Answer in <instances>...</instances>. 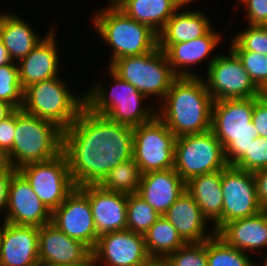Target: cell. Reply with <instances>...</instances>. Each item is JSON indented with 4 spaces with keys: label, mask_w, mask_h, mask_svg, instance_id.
<instances>
[{
    "label": "cell",
    "mask_w": 267,
    "mask_h": 266,
    "mask_svg": "<svg viewBox=\"0 0 267 266\" xmlns=\"http://www.w3.org/2000/svg\"><path fill=\"white\" fill-rule=\"evenodd\" d=\"M39 228L4 221L0 242V266H40Z\"/></svg>",
    "instance_id": "44dd1931"
},
{
    "label": "cell",
    "mask_w": 267,
    "mask_h": 266,
    "mask_svg": "<svg viewBox=\"0 0 267 266\" xmlns=\"http://www.w3.org/2000/svg\"><path fill=\"white\" fill-rule=\"evenodd\" d=\"M1 224H0V242H1V236H2V233H3V227H4V220L2 219L1 220Z\"/></svg>",
    "instance_id": "f907efd6"
},
{
    "label": "cell",
    "mask_w": 267,
    "mask_h": 266,
    "mask_svg": "<svg viewBox=\"0 0 267 266\" xmlns=\"http://www.w3.org/2000/svg\"><path fill=\"white\" fill-rule=\"evenodd\" d=\"M15 109L8 103L0 100V122L9 117Z\"/></svg>",
    "instance_id": "ee69618b"
},
{
    "label": "cell",
    "mask_w": 267,
    "mask_h": 266,
    "mask_svg": "<svg viewBox=\"0 0 267 266\" xmlns=\"http://www.w3.org/2000/svg\"><path fill=\"white\" fill-rule=\"evenodd\" d=\"M185 190L186 183L172 168L142 174L137 194L162 216Z\"/></svg>",
    "instance_id": "603a6c76"
},
{
    "label": "cell",
    "mask_w": 267,
    "mask_h": 266,
    "mask_svg": "<svg viewBox=\"0 0 267 266\" xmlns=\"http://www.w3.org/2000/svg\"><path fill=\"white\" fill-rule=\"evenodd\" d=\"M142 173L132 158L115 166L98 184L101 188L124 194L137 193Z\"/></svg>",
    "instance_id": "f546056e"
},
{
    "label": "cell",
    "mask_w": 267,
    "mask_h": 266,
    "mask_svg": "<svg viewBox=\"0 0 267 266\" xmlns=\"http://www.w3.org/2000/svg\"><path fill=\"white\" fill-rule=\"evenodd\" d=\"M108 68L147 98H154V103H160L164 99L177 78L164 51L159 47L142 55L119 58L108 65Z\"/></svg>",
    "instance_id": "ba28073f"
},
{
    "label": "cell",
    "mask_w": 267,
    "mask_h": 266,
    "mask_svg": "<svg viewBox=\"0 0 267 266\" xmlns=\"http://www.w3.org/2000/svg\"><path fill=\"white\" fill-rule=\"evenodd\" d=\"M251 257L228 245L216 233L207 240V266H257Z\"/></svg>",
    "instance_id": "4dcf8cb0"
},
{
    "label": "cell",
    "mask_w": 267,
    "mask_h": 266,
    "mask_svg": "<svg viewBox=\"0 0 267 266\" xmlns=\"http://www.w3.org/2000/svg\"><path fill=\"white\" fill-rule=\"evenodd\" d=\"M216 234L228 245L245 253L258 252L267 249V210L258 214L239 218L224 224ZM250 251V252H249ZM267 258L264 253L263 259Z\"/></svg>",
    "instance_id": "7402d4cb"
},
{
    "label": "cell",
    "mask_w": 267,
    "mask_h": 266,
    "mask_svg": "<svg viewBox=\"0 0 267 266\" xmlns=\"http://www.w3.org/2000/svg\"><path fill=\"white\" fill-rule=\"evenodd\" d=\"M107 71L114 84L113 87L108 90L103 84L104 81H97L93 87L83 92L85 107L92 113L132 128L151 121L156 116L154 103H144V99L149 101L150 99L118 77L110 68H107Z\"/></svg>",
    "instance_id": "3957f363"
},
{
    "label": "cell",
    "mask_w": 267,
    "mask_h": 266,
    "mask_svg": "<svg viewBox=\"0 0 267 266\" xmlns=\"http://www.w3.org/2000/svg\"><path fill=\"white\" fill-rule=\"evenodd\" d=\"M127 1L129 0H110L109 1V7L120 9Z\"/></svg>",
    "instance_id": "c3c4849f"
},
{
    "label": "cell",
    "mask_w": 267,
    "mask_h": 266,
    "mask_svg": "<svg viewBox=\"0 0 267 266\" xmlns=\"http://www.w3.org/2000/svg\"><path fill=\"white\" fill-rule=\"evenodd\" d=\"M146 266H170L165 259H152Z\"/></svg>",
    "instance_id": "7dc6e473"
},
{
    "label": "cell",
    "mask_w": 267,
    "mask_h": 266,
    "mask_svg": "<svg viewBox=\"0 0 267 266\" xmlns=\"http://www.w3.org/2000/svg\"><path fill=\"white\" fill-rule=\"evenodd\" d=\"M265 101H267V85L261 90L260 95Z\"/></svg>",
    "instance_id": "681fc988"
},
{
    "label": "cell",
    "mask_w": 267,
    "mask_h": 266,
    "mask_svg": "<svg viewBox=\"0 0 267 266\" xmlns=\"http://www.w3.org/2000/svg\"><path fill=\"white\" fill-rule=\"evenodd\" d=\"M223 36L212 27L205 35L172 45H158L164 51L172 71L177 77H200L190 70L191 65H199L212 56L215 48L220 45ZM219 44V45H218Z\"/></svg>",
    "instance_id": "d6986e66"
},
{
    "label": "cell",
    "mask_w": 267,
    "mask_h": 266,
    "mask_svg": "<svg viewBox=\"0 0 267 266\" xmlns=\"http://www.w3.org/2000/svg\"><path fill=\"white\" fill-rule=\"evenodd\" d=\"M221 178L222 170H217L193 177L186 182V191L194 198L208 222L212 221L215 232L222 227Z\"/></svg>",
    "instance_id": "d4e9b609"
},
{
    "label": "cell",
    "mask_w": 267,
    "mask_h": 266,
    "mask_svg": "<svg viewBox=\"0 0 267 266\" xmlns=\"http://www.w3.org/2000/svg\"><path fill=\"white\" fill-rule=\"evenodd\" d=\"M252 122L258 130V137L267 138V101L262 97L254 103Z\"/></svg>",
    "instance_id": "ab89813d"
},
{
    "label": "cell",
    "mask_w": 267,
    "mask_h": 266,
    "mask_svg": "<svg viewBox=\"0 0 267 266\" xmlns=\"http://www.w3.org/2000/svg\"><path fill=\"white\" fill-rule=\"evenodd\" d=\"M51 223L70 238L79 240L94 249L98 241L95 223L90 207L88 195L76 187L63 201L52 211Z\"/></svg>",
    "instance_id": "9a60e30c"
},
{
    "label": "cell",
    "mask_w": 267,
    "mask_h": 266,
    "mask_svg": "<svg viewBox=\"0 0 267 266\" xmlns=\"http://www.w3.org/2000/svg\"><path fill=\"white\" fill-rule=\"evenodd\" d=\"M92 254L95 266H146L152 260L144 235L129 229L99 236Z\"/></svg>",
    "instance_id": "4fadbf2b"
},
{
    "label": "cell",
    "mask_w": 267,
    "mask_h": 266,
    "mask_svg": "<svg viewBox=\"0 0 267 266\" xmlns=\"http://www.w3.org/2000/svg\"><path fill=\"white\" fill-rule=\"evenodd\" d=\"M23 92L19 81L18 63H10L0 66V100L10 104L15 110L23 105Z\"/></svg>",
    "instance_id": "d6a6232c"
},
{
    "label": "cell",
    "mask_w": 267,
    "mask_h": 266,
    "mask_svg": "<svg viewBox=\"0 0 267 266\" xmlns=\"http://www.w3.org/2000/svg\"><path fill=\"white\" fill-rule=\"evenodd\" d=\"M241 60L255 85L262 90L267 85V55L246 50H232Z\"/></svg>",
    "instance_id": "d590c367"
},
{
    "label": "cell",
    "mask_w": 267,
    "mask_h": 266,
    "mask_svg": "<svg viewBox=\"0 0 267 266\" xmlns=\"http://www.w3.org/2000/svg\"><path fill=\"white\" fill-rule=\"evenodd\" d=\"M213 102L202 75L177 77L159 105L155 103L156 115L176 137L200 134L211 130Z\"/></svg>",
    "instance_id": "7a4b0ae2"
},
{
    "label": "cell",
    "mask_w": 267,
    "mask_h": 266,
    "mask_svg": "<svg viewBox=\"0 0 267 266\" xmlns=\"http://www.w3.org/2000/svg\"><path fill=\"white\" fill-rule=\"evenodd\" d=\"M16 129V110L5 120L0 122V148L8 153L12 151Z\"/></svg>",
    "instance_id": "f35d334b"
},
{
    "label": "cell",
    "mask_w": 267,
    "mask_h": 266,
    "mask_svg": "<svg viewBox=\"0 0 267 266\" xmlns=\"http://www.w3.org/2000/svg\"><path fill=\"white\" fill-rule=\"evenodd\" d=\"M17 171L51 212L76 188L63 152L48 161L25 164Z\"/></svg>",
    "instance_id": "7c38bea8"
},
{
    "label": "cell",
    "mask_w": 267,
    "mask_h": 266,
    "mask_svg": "<svg viewBox=\"0 0 267 266\" xmlns=\"http://www.w3.org/2000/svg\"><path fill=\"white\" fill-rule=\"evenodd\" d=\"M176 136L156 115L133 128V159L142 174L174 168Z\"/></svg>",
    "instance_id": "30bf717a"
},
{
    "label": "cell",
    "mask_w": 267,
    "mask_h": 266,
    "mask_svg": "<svg viewBox=\"0 0 267 266\" xmlns=\"http://www.w3.org/2000/svg\"><path fill=\"white\" fill-rule=\"evenodd\" d=\"M263 260H264L262 261L263 263L261 262L262 265L258 264V266H267V258H264Z\"/></svg>",
    "instance_id": "816d5d0a"
},
{
    "label": "cell",
    "mask_w": 267,
    "mask_h": 266,
    "mask_svg": "<svg viewBox=\"0 0 267 266\" xmlns=\"http://www.w3.org/2000/svg\"><path fill=\"white\" fill-rule=\"evenodd\" d=\"M231 39L229 49L246 50L267 55V26L248 25Z\"/></svg>",
    "instance_id": "836d02e7"
},
{
    "label": "cell",
    "mask_w": 267,
    "mask_h": 266,
    "mask_svg": "<svg viewBox=\"0 0 267 266\" xmlns=\"http://www.w3.org/2000/svg\"><path fill=\"white\" fill-rule=\"evenodd\" d=\"M194 1L187 0L167 21L158 34V45L187 42L205 35L212 28L210 19L202 11L181 10Z\"/></svg>",
    "instance_id": "484cf974"
},
{
    "label": "cell",
    "mask_w": 267,
    "mask_h": 266,
    "mask_svg": "<svg viewBox=\"0 0 267 266\" xmlns=\"http://www.w3.org/2000/svg\"><path fill=\"white\" fill-rule=\"evenodd\" d=\"M160 215L137 193L127 199V229L144 235Z\"/></svg>",
    "instance_id": "1f68e13d"
},
{
    "label": "cell",
    "mask_w": 267,
    "mask_h": 266,
    "mask_svg": "<svg viewBox=\"0 0 267 266\" xmlns=\"http://www.w3.org/2000/svg\"><path fill=\"white\" fill-rule=\"evenodd\" d=\"M233 167L248 172L267 167V138L256 137Z\"/></svg>",
    "instance_id": "8d00e7d4"
},
{
    "label": "cell",
    "mask_w": 267,
    "mask_h": 266,
    "mask_svg": "<svg viewBox=\"0 0 267 266\" xmlns=\"http://www.w3.org/2000/svg\"><path fill=\"white\" fill-rule=\"evenodd\" d=\"M29 24L17 13H0V38L11 61L18 63L44 38L38 32H35V29Z\"/></svg>",
    "instance_id": "4316f807"
},
{
    "label": "cell",
    "mask_w": 267,
    "mask_h": 266,
    "mask_svg": "<svg viewBox=\"0 0 267 266\" xmlns=\"http://www.w3.org/2000/svg\"><path fill=\"white\" fill-rule=\"evenodd\" d=\"M187 0H129L120 10L128 17L145 24L157 34Z\"/></svg>",
    "instance_id": "83f0119b"
},
{
    "label": "cell",
    "mask_w": 267,
    "mask_h": 266,
    "mask_svg": "<svg viewBox=\"0 0 267 266\" xmlns=\"http://www.w3.org/2000/svg\"><path fill=\"white\" fill-rule=\"evenodd\" d=\"M40 266H95L93 254H91L86 260L81 262L71 263V264H61V265H40Z\"/></svg>",
    "instance_id": "f6af8a7d"
},
{
    "label": "cell",
    "mask_w": 267,
    "mask_h": 266,
    "mask_svg": "<svg viewBox=\"0 0 267 266\" xmlns=\"http://www.w3.org/2000/svg\"><path fill=\"white\" fill-rule=\"evenodd\" d=\"M12 174H0V215L5 219L8 204V186ZM1 217V216H0Z\"/></svg>",
    "instance_id": "b9f144b4"
},
{
    "label": "cell",
    "mask_w": 267,
    "mask_h": 266,
    "mask_svg": "<svg viewBox=\"0 0 267 266\" xmlns=\"http://www.w3.org/2000/svg\"><path fill=\"white\" fill-rule=\"evenodd\" d=\"M260 97L214 101L211 131L224 149L228 166H233L258 137L252 122L254 103Z\"/></svg>",
    "instance_id": "277c9868"
},
{
    "label": "cell",
    "mask_w": 267,
    "mask_h": 266,
    "mask_svg": "<svg viewBox=\"0 0 267 266\" xmlns=\"http://www.w3.org/2000/svg\"><path fill=\"white\" fill-rule=\"evenodd\" d=\"M258 203L267 210V167L253 172Z\"/></svg>",
    "instance_id": "60d3db41"
},
{
    "label": "cell",
    "mask_w": 267,
    "mask_h": 266,
    "mask_svg": "<svg viewBox=\"0 0 267 266\" xmlns=\"http://www.w3.org/2000/svg\"><path fill=\"white\" fill-rule=\"evenodd\" d=\"M103 7L94 14L92 24L97 36L112 48L109 65L119 58L142 55L158 47V34L150 27L120 9Z\"/></svg>",
    "instance_id": "5b68a950"
},
{
    "label": "cell",
    "mask_w": 267,
    "mask_h": 266,
    "mask_svg": "<svg viewBox=\"0 0 267 266\" xmlns=\"http://www.w3.org/2000/svg\"><path fill=\"white\" fill-rule=\"evenodd\" d=\"M52 212L41 202L27 180L16 170L8 186L4 221L18 226H41L51 222Z\"/></svg>",
    "instance_id": "2e32d148"
},
{
    "label": "cell",
    "mask_w": 267,
    "mask_h": 266,
    "mask_svg": "<svg viewBox=\"0 0 267 266\" xmlns=\"http://www.w3.org/2000/svg\"><path fill=\"white\" fill-rule=\"evenodd\" d=\"M63 129L52 121L16 110V129L11 163L17 170L21 166L44 162L55 158L62 152Z\"/></svg>",
    "instance_id": "8992f818"
},
{
    "label": "cell",
    "mask_w": 267,
    "mask_h": 266,
    "mask_svg": "<svg viewBox=\"0 0 267 266\" xmlns=\"http://www.w3.org/2000/svg\"><path fill=\"white\" fill-rule=\"evenodd\" d=\"M163 216L175 227L185 243L203 242L216 233L207 227L211 223L202 215L200 207L186 190Z\"/></svg>",
    "instance_id": "cb8c5ba5"
},
{
    "label": "cell",
    "mask_w": 267,
    "mask_h": 266,
    "mask_svg": "<svg viewBox=\"0 0 267 266\" xmlns=\"http://www.w3.org/2000/svg\"><path fill=\"white\" fill-rule=\"evenodd\" d=\"M144 239L152 259H165L185 244L175 227L163 215L144 234Z\"/></svg>",
    "instance_id": "f1b7e54d"
},
{
    "label": "cell",
    "mask_w": 267,
    "mask_h": 266,
    "mask_svg": "<svg viewBox=\"0 0 267 266\" xmlns=\"http://www.w3.org/2000/svg\"><path fill=\"white\" fill-rule=\"evenodd\" d=\"M228 55L221 53L210 57L207 76L203 77L207 90L214 101L261 97L241 60L230 49Z\"/></svg>",
    "instance_id": "8fae6325"
},
{
    "label": "cell",
    "mask_w": 267,
    "mask_h": 266,
    "mask_svg": "<svg viewBox=\"0 0 267 266\" xmlns=\"http://www.w3.org/2000/svg\"><path fill=\"white\" fill-rule=\"evenodd\" d=\"M60 76L34 83L24 89L21 109L28 114L68 128L85 106L84 94H74Z\"/></svg>",
    "instance_id": "52a82bcc"
},
{
    "label": "cell",
    "mask_w": 267,
    "mask_h": 266,
    "mask_svg": "<svg viewBox=\"0 0 267 266\" xmlns=\"http://www.w3.org/2000/svg\"><path fill=\"white\" fill-rule=\"evenodd\" d=\"M165 260L170 266H207V240L199 243H185L169 254Z\"/></svg>",
    "instance_id": "e575fe53"
},
{
    "label": "cell",
    "mask_w": 267,
    "mask_h": 266,
    "mask_svg": "<svg viewBox=\"0 0 267 266\" xmlns=\"http://www.w3.org/2000/svg\"><path fill=\"white\" fill-rule=\"evenodd\" d=\"M80 188L88 195L98 236L127 229V194L107 191L99 185Z\"/></svg>",
    "instance_id": "e0dca14e"
},
{
    "label": "cell",
    "mask_w": 267,
    "mask_h": 266,
    "mask_svg": "<svg viewBox=\"0 0 267 266\" xmlns=\"http://www.w3.org/2000/svg\"><path fill=\"white\" fill-rule=\"evenodd\" d=\"M222 226L229 221L251 217L263 210L258 203L253 172L227 166L222 170Z\"/></svg>",
    "instance_id": "5bb4252c"
},
{
    "label": "cell",
    "mask_w": 267,
    "mask_h": 266,
    "mask_svg": "<svg viewBox=\"0 0 267 266\" xmlns=\"http://www.w3.org/2000/svg\"><path fill=\"white\" fill-rule=\"evenodd\" d=\"M62 152L76 187L98 185L115 166L133 158V128L84 106L63 130Z\"/></svg>",
    "instance_id": "6da1fadb"
},
{
    "label": "cell",
    "mask_w": 267,
    "mask_h": 266,
    "mask_svg": "<svg viewBox=\"0 0 267 266\" xmlns=\"http://www.w3.org/2000/svg\"><path fill=\"white\" fill-rule=\"evenodd\" d=\"M236 8L243 4L248 25L267 26V0H241Z\"/></svg>",
    "instance_id": "74e56055"
},
{
    "label": "cell",
    "mask_w": 267,
    "mask_h": 266,
    "mask_svg": "<svg viewBox=\"0 0 267 266\" xmlns=\"http://www.w3.org/2000/svg\"><path fill=\"white\" fill-rule=\"evenodd\" d=\"M40 265H61L86 260L92 250L83 242L70 238L51 222L39 228Z\"/></svg>",
    "instance_id": "ac0fdd59"
},
{
    "label": "cell",
    "mask_w": 267,
    "mask_h": 266,
    "mask_svg": "<svg viewBox=\"0 0 267 266\" xmlns=\"http://www.w3.org/2000/svg\"><path fill=\"white\" fill-rule=\"evenodd\" d=\"M227 166L222 144L211 130L176 137L174 170L185 183Z\"/></svg>",
    "instance_id": "9c48e42d"
},
{
    "label": "cell",
    "mask_w": 267,
    "mask_h": 266,
    "mask_svg": "<svg viewBox=\"0 0 267 266\" xmlns=\"http://www.w3.org/2000/svg\"><path fill=\"white\" fill-rule=\"evenodd\" d=\"M55 28L44 35L43 40L24 58L18 62L19 81L22 89L58 77L59 48Z\"/></svg>",
    "instance_id": "ffe728a7"
},
{
    "label": "cell",
    "mask_w": 267,
    "mask_h": 266,
    "mask_svg": "<svg viewBox=\"0 0 267 266\" xmlns=\"http://www.w3.org/2000/svg\"><path fill=\"white\" fill-rule=\"evenodd\" d=\"M11 59L10 56L8 54L7 49L5 48L1 38H0V66L10 63Z\"/></svg>",
    "instance_id": "bcb514c9"
},
{
    "label": "cell",
    "mask_w": 267,
    "mask_h": 266,
    "mask_svg": "<svg viewBox=\"0 0 267 266\" xmlns=\"http://www.w3.org/2000/svg\"><path fill=\"white\" fill-rule=\"evenodd\" d=\"M16 169L13 167L9 153L0 148V174H13Z\"/></svg>",
    "instance_id": "7bdbcfd3"
}]
</instances>
